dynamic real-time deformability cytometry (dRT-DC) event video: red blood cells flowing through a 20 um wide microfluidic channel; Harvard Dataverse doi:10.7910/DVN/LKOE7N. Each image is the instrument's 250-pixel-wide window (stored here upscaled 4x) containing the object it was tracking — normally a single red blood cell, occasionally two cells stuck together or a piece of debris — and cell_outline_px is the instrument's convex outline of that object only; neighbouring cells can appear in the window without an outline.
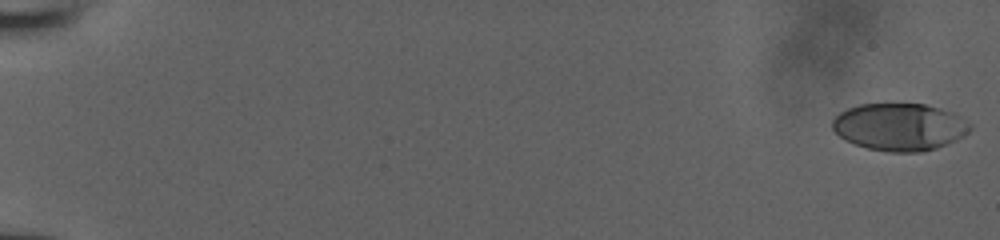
{"species": "human", "species_latin": "Homo sapiens", "temperature_condition": "room temperature", "stored_images_in_passage": 53, "camera_frame_rate_fps": 3000, "um_per_image_px": 0.085, "donor": {"sex": "male"}, "frame": {"image": 1, "passage_image": 1, "time_ms": 0.0, "image_size_px": [1000, 240], "cell_outline_px": [[972, 128], [964, 136], [956, 140], [936, 148], [920, 152], [892, 152], [868, 148], [844, 140], [832, 128], [832, 120], [840, 112], [848, 108], [860, 104], [924, 104], [940, 108], [952, 112], [960, 116], [972, 124]], "centroid_in_image_um": [76.48, 10.78], "position_along_channel_um": 8.5, "area_um2": 37.97}}
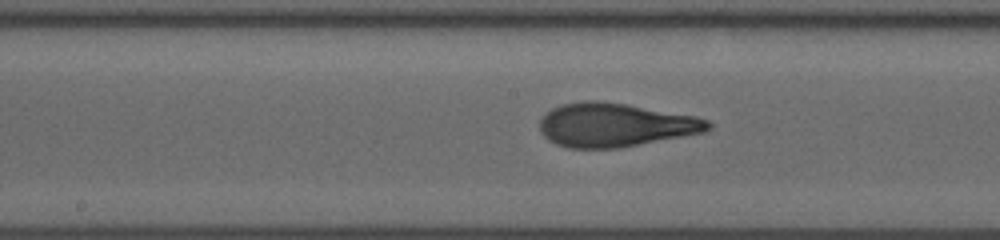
{"frame": {"image": 2, "passage_image": 30, "time_ms": 9.667, "image_size_px": [1000, 240], "cell_outline_px": [[712, 128], [704, 132], [620, 148], [568, 148], [556, 144], [548, 140], [540, 132], [540, 116], [552, 108], [560, 104], [584, 100], [600, 100], [696, 116], [708, 120], [712, 124]], "centroid_in_image_um": [52.25, 10.62], "position_along_channel_um": 196.0, "area_um2": 43.06}}
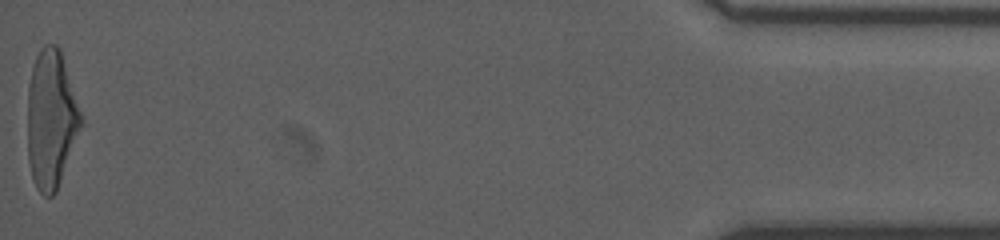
{"frame": {"image": 3, "passage_image": 53, "time_ms": 17.333, "image_size_px": [1000, 240], "cell_outline_px": [[84, 120], [56, 192], [52, 196], [44, 196], [36, 188], [32, 180], [28, 160], [28, 88], [32, 68], [36, 56], [40, 48], [44, 44], [56, 44], [60, 48]], "centroid_in_image_um": [4.35, 10.13], "position_along_channel_um": 430.9, "area_um2": 43.23}}